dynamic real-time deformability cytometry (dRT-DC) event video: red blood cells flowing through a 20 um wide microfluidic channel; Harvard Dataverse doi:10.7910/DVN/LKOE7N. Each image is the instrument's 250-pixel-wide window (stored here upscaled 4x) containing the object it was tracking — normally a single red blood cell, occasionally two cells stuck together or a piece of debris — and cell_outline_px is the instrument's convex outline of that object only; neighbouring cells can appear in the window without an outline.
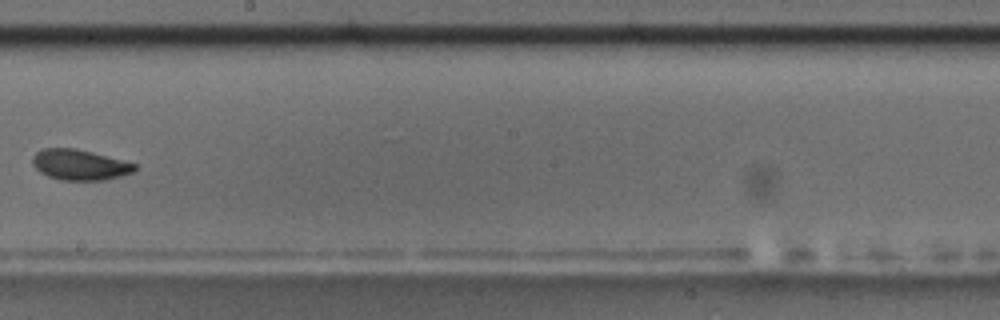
{"species": "common noctule bat (a hibernating species)", "species_latin": "Nyctalus noctula", "temperature_condition": "room temperature", "stored_images_in_passage": 11, "camera_frame_rate_fps": 3000, "um_per_image_px": 0.085, "animal": {"sex": "male", "body_mass_g": 17.5, "forearm_length_mm": 52.3}, "frame": {"image": 1, "passage_image": 10, "time_ms": 10.667, "image_size_px": [1000, 320], "cell_outline_px": [[136, 168], [132, 172], [120, 176], [104, 180], [60, 180], [48, 176], [40, 172], [32, 164], [32, 156], [36, 152], [44, 148], [76, 148], [92, 152], [136, 164]], "centroid_in_image_um": [6.73, 14.0], "position_along_channel_um": 241.5, "area_um2": 18.09}}